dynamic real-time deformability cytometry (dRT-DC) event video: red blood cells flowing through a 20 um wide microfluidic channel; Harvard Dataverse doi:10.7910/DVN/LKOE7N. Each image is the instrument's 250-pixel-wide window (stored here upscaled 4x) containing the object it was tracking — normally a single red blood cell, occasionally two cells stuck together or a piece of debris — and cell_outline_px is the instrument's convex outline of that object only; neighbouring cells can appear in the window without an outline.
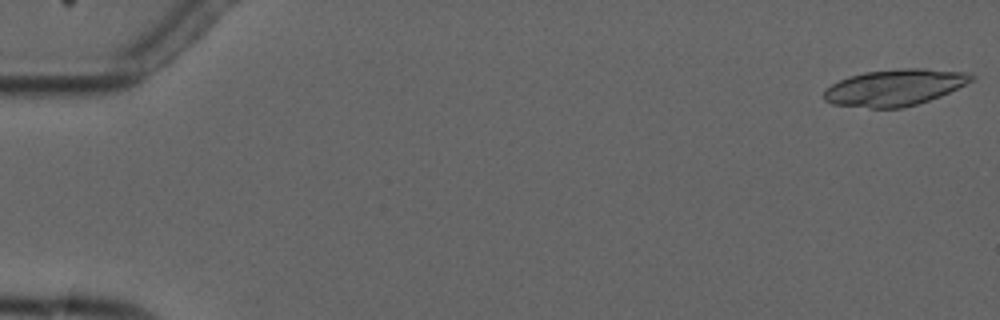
{"species": "common noctule bat (a hibernating species)", "species_latin": "Nyctalus noctula", "temperature_condition": "cold", "stored_images_in_passage": 6, "camera_frame_rate_fps": 3000, "um_per_image_px": 0.085, "animal": {"sex": "male", "forearm_length_mm": 52.5}, "frame": {"image": 1, "passage_image": 1, "time_ms": 0.0, "image_size_px": [1000, 320], "cell_outline_px": [[976, 76], [972, 80], [940, 96], [916, 104], [900, 108], [868, 108], [832, 104], [824, 100], [824, 92], [832, 84], [840, 80], [864, 72], [900, 68], [924, 68], [972, 72]], "centroid_in_image_um": [76.07, 7.42], "position_along_channel_um": 8.9, "area_um2": 31.21}}